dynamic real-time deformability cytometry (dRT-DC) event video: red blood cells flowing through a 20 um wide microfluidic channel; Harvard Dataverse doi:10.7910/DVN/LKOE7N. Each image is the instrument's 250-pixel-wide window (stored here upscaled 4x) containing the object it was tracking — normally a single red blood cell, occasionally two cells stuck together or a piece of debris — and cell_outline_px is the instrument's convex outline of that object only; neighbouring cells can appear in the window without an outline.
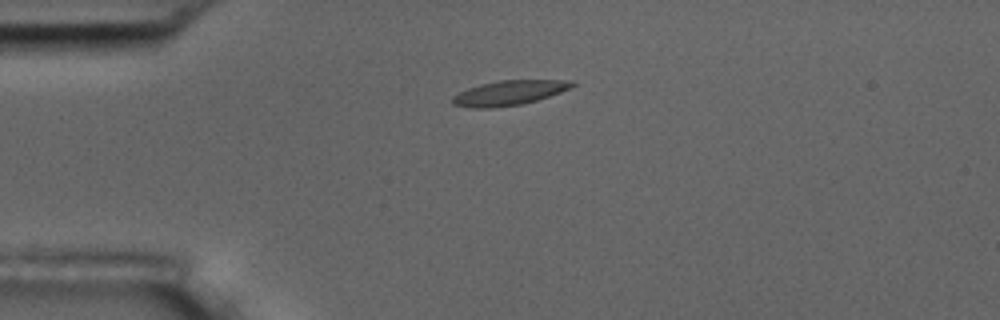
{"species": "common noctule bat (a hibernating species)", "species_latin": "Nyctalus noctula", "temperature_condition": "room temperature", "stored_images_in_passage": 43, "camera_frame_rate_fps": 3000, "um_per_image_px": 0.085, "animal": {"sex": "male", "body_mass_g": 17.5, "forearm_length_mm": 52.3}, "frame": {"image": 1, "passage_image": 1, "time_ms": 0.0, "image_size_px": [1000, 320], "cell_outline_px": [[576, 84], [560, 92], [536, 100], [520, 104], [488, 108], [472, 108], [452, 104], [452, 96], [468, 88], [480, 84], [500, 80], [572, 80]], "centroid_in_image_um": [43.24, 7.88], "position_along_channel_um": 41.8, "area_um2": 16.99}}
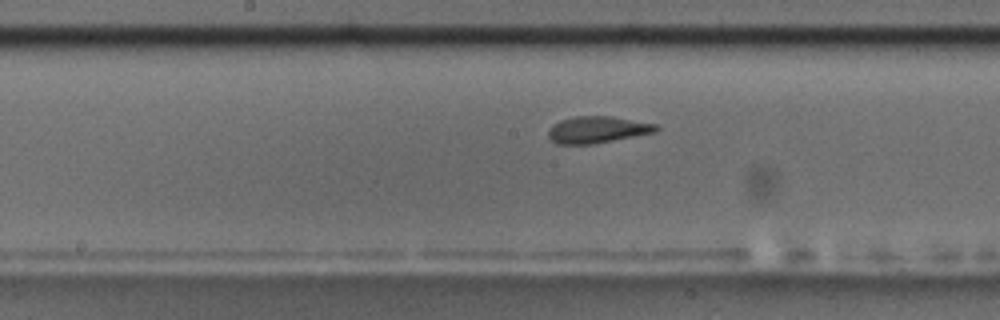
{"frame": {"image": 2, "passage_image": 16, "time_ms": 5.0, "image_size_px": [1000, 320], "cell_outline_px": [[660, 128], [656, 132], [592, 144], [556, 144], [548, 136], [548, 132], [560, 120], [576, 116], [612, 116], [656, 124]], "centroid_in_image_um": [50.8, 11.02], "position_along_channel_um": 197.4, "area_um2": 16.59}}
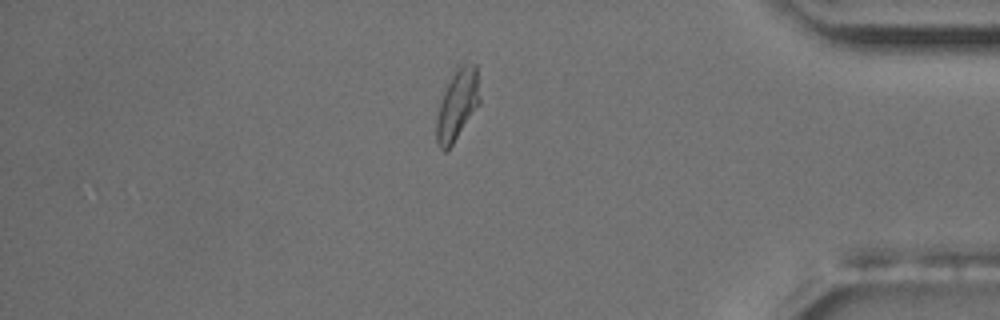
{"frame": {"image": 3, "passage_image": 35, "time_ms": 11.333, "image_size_px": [1000, 320], "cell_outline_px": [[480, 104], [452, 144], [444, 152], [440, 148], [436, 140], [436, 120], [440, 104], [452, 68], [456, 64], [476, 64], [480, 100]], "centroid_in_image_um": [38.87, 8.83], "position_along_channel_um": 396.3, "area_um2": 17.92}, "authors_computed_cell_mechanics": {"area_um2": 16.9932, "velocity_mm_per_s": 3.6229, "shape_relaxation_time_tau1_ms": 4.3702, "shape_relaxation_time_tau2_ms": 0.8736, "deformation_change_tau1": 0.1757, "deformation_change_tau2": 0.071}}